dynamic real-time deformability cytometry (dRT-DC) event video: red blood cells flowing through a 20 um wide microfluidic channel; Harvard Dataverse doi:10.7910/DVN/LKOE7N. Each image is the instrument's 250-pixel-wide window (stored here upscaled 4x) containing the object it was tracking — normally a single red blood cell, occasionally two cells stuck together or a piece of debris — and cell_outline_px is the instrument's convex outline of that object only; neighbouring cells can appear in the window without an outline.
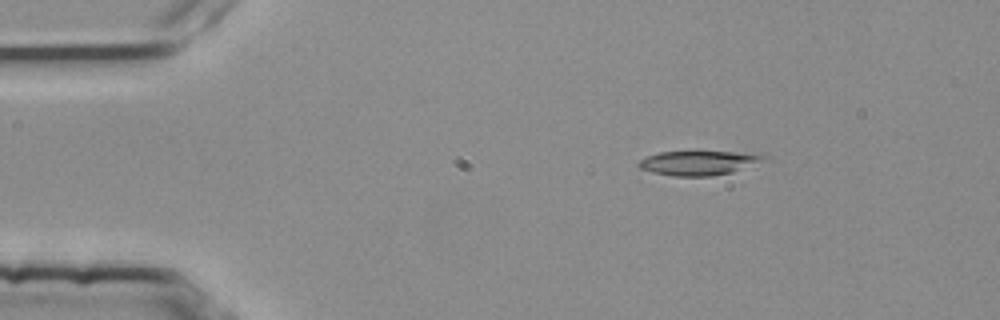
{"species": "common noctule bat (a hibernating species)", "species_latin": "Nyctalus noctula", "temperature_condition": "room temperature", "stored_images_in_passage": 3, "camera_frame_rate_fps": 3000, "um_per_image_px": 0.085, "animal": {"sex": "female", "body_mass_g": 25.1}, "frame": {"image": 1, "passage_image": 1, "time_ms": 0.0, "image_size_px": [1000, 320], "cell_outline_px": [[764, 156], [732, 172], [708, 176], [672, 176], [652, 172], [640, 168], [636, 164], [644, 156], [660, 152], [696, 148], [744, 152]], "centroid_in_image_um": [59.17, 13.78], "position_along_channel_um": 25.8, "area_um2": 18.21}}